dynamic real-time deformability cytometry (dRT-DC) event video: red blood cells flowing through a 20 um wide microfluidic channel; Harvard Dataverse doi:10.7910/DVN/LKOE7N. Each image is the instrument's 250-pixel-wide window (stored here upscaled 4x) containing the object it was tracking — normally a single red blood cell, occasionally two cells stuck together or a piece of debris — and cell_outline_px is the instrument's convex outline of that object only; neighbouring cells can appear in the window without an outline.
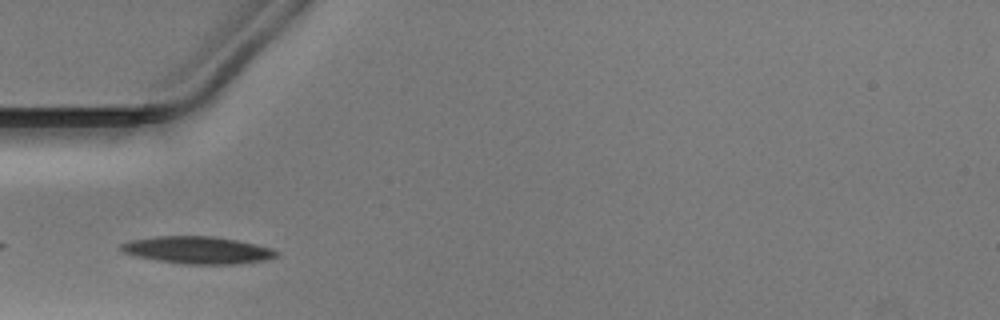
{"species": "Egyptian fruit bat (a non-hibernating species)", "species_latin": "Rousettus aegyptiacus", "temperature_condition": "warm", "stored_images_in_passage": 13, "camera_frame_rate_fps": 3000, "um_per_image_px": 0.085, "animal": {"sex": "male"}, "frame": {"image": 1, "passage_image": 1, "time_ms": 0.0, "image_size_px": [1000, 320], "cell_outline_px": [[280, 256], [264, 260], [240, 264], [184, 264], [160, 260], [140, 256], [124, 252], [116, 248], [120, 244], [132, 240], [156, 236], [212, 236], [236, 240], [256, 244], [272, 248], [280, 252]], "centroid_in_image_um": [16.86, 21.25], "position_along_channel_um": 68.1, "area_um2": 24.62}}
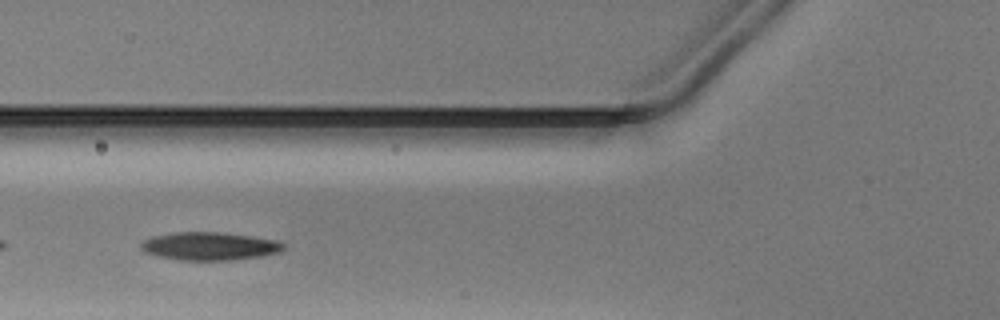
{"frame": {"image": 2, "passage_image": 4, "time_ms": 1.0, "image_size_px": [1000, 320], "cell_outline_px": [[284, 248], [280, 252], [260, 256], [232, 260], [180, 260], [160, 256], [144, 252], [140, 248], [140, 244], [144, 240], [152, 236], [172, 232], [220, 232], [252, 236], [276, 240], [284, 244]], "centroid_in_image_um": [17.79, 20.92], "position_along_channel_um": 108.0, "area_um2": 23.29}}
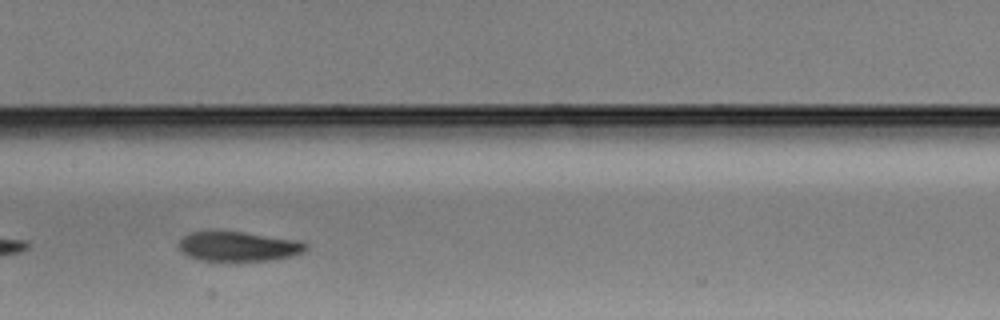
{"frame": {"image": 3, "passage_image": 10, "time_ms": 3.0, "image_size_px": [1000, 320], "cell_outline_px": [[308, 248], [304, 252], [292, 256], [268, 260], [200, 260], [188, 256], [180, 252], [176, 248], [176, 244], [188, 232], [244, 232], [300, 240], [308, 244]], "centroid_in_image_um": [20.25, 20.94], "position_along_channel_um": 187.1, "area_um2": 22.02}}